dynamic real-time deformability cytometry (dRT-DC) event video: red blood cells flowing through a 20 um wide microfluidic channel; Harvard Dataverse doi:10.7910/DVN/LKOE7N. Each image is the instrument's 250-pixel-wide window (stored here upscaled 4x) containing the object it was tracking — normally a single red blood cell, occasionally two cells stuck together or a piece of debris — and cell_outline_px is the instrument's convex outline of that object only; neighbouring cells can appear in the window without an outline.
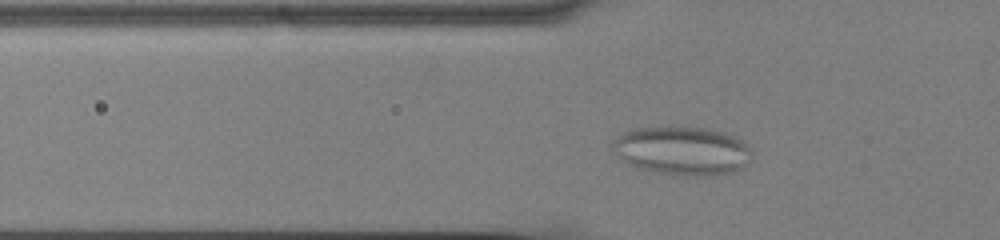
{"species": "common noctule bat (a hibernating species)", "species_latin": "Nyctalus noctula", "temperature_condition": "cold", "stored_images_in_passage": 48, "camera_frame_rate_fps": 3000, "um_per_image_px": 0.085, "animal": {"sex": "male", "body_mass_g": 13.0, "forearm_length_mm": 53.1}, "frame": {"image": 1, "passage_image": 11, "time_ms": 3.333, "image_size_px": [1000, 240], "cell_outline_px": [[752, 160], [744, 168], [732, 172], [716, 176], [684, 176], [656, 172], [640, 168], [628, 164], [620, 160], [612, 152], [612, 140], [624, 132], [632, 128], [708, 128], [724, 132], [740, 140], [752, 148]], "centroid_in_image_um": [58.01, 12.84], "position_along_channel_um": 67.8, "area_um2": 39.82}}
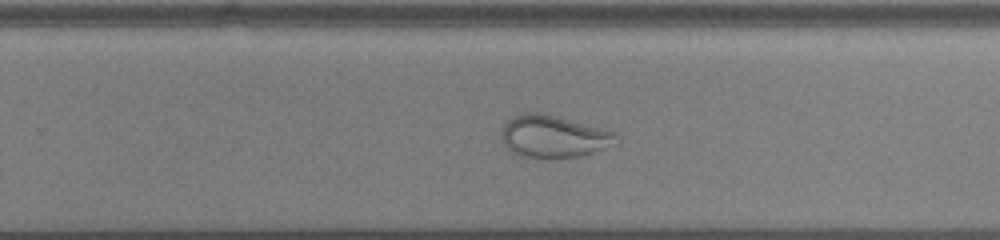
{"frame": {"image": 2, "passage_image": 29, "time_ms": 9.333, "image_size_px": [1000, 240], "cell_outline_px": [[616, 132], [600, 148], [584, 156], [548, 160], [524, 156], [512, 152], [504, 144], [500, 136], [504, 124], [512, 116], [524, 112], [540, 112], [556, 116]], "centroid_in_image_um": [46.88, 11.61], "position_along_channel_um": 282.9, "area_um2": 27.74}}
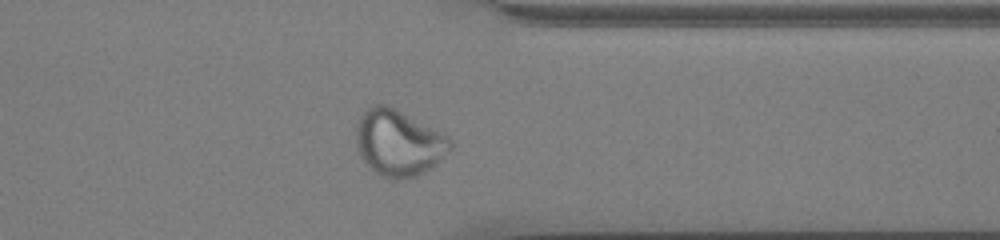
{"frame": {"image": 3, "passage_image": 37, "time_ms": 12.0, "image_size_px": [1000, 240], "cell_outline_px": [[456, 144], [448, 152], [424, 172], [416, 176], [396, 180], [392, 180], [380, 176], [360, 156], [356, 148], [356, 128], [360, 116], [372, 104], [384, 104], [448, 136]], "centroid_in_image_um": [33.86, 12.16], "position_along_channel_um": 377.5, "area_um2": 35.78}}